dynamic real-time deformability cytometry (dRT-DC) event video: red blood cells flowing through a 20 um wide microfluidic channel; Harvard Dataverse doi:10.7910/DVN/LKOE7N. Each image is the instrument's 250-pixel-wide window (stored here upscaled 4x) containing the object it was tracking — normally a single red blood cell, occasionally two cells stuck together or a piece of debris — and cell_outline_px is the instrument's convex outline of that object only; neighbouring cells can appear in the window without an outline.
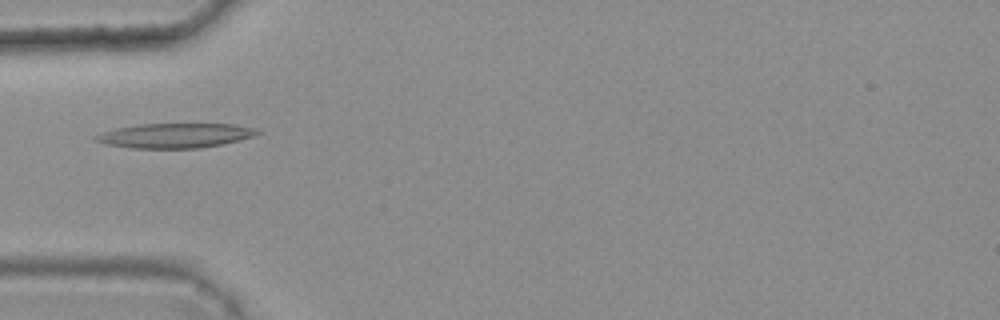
{"species": "common noctule bat (a hibernating species)", "species_latin": "Nyctalus noctula", "temperature_condition": "warm", "stored_images_in_passage": 8, "camera_frame_rate_fps": 3000, "um_per_image_px": 0.085, "animal": {"sex": "female", "body_mass_g": 25.1}, "frame": {"image": 1, "passage_image": 2, "time_ms": 0.333, "image_size_px": [1000, 320], "cell_outline_px": [[260, 132], [256, 136], [224, 144], [200, 148], [132, 148], [104, 144], [92, 140], [92, 136], [116, 128], [140, 124], [236, 124], [256, 128]], "centroid_in_image_um": [14.89, 11.52], "position_along_channel_um": 70.1, "area_um2": 23.41}}
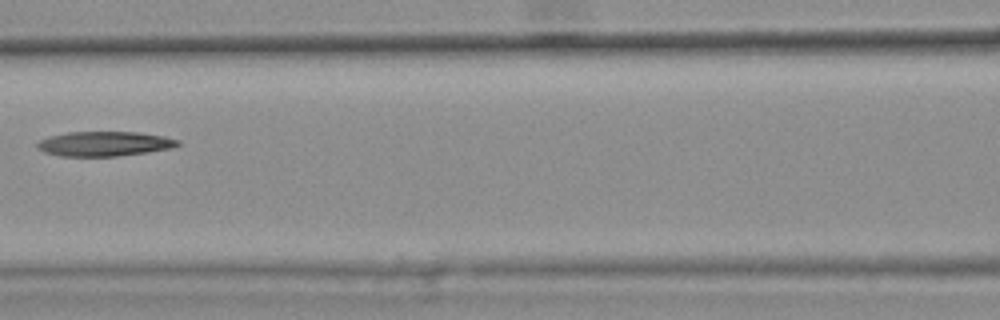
{"frame": {"image": 2, "passage_image": 4, "time_ms": 1.0, "image_size_px": [1000, 320], "cell_outline_px": [[180, 144], [172, 148], [116, 156], [60, 156], [44, 152], [36, 148], [36, 144], [40, 140], [48, 136], [68, 132], [140, 132], [164, 136], [180, 140]], "centroid_in_image_um": [8.85, 12.21], "position_along_channel_um": 157.8, "area_um2": 20.23}}
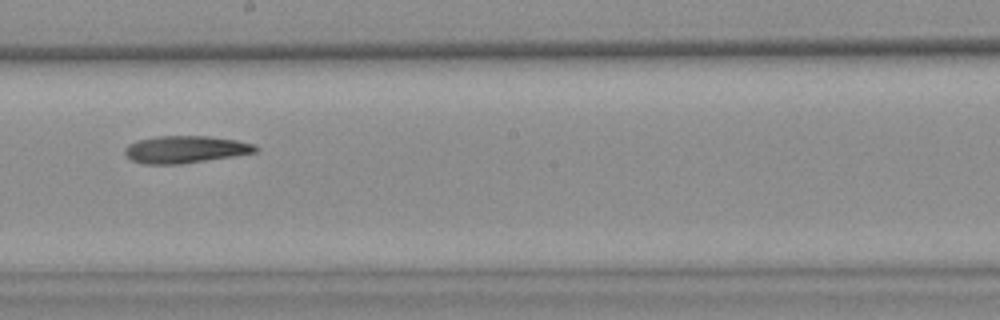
{"frame": {"image": 3, "passage_image": 6, "time_ms": 1.667, "image_size_px": [1000, 320], "cell_outline_px": [[260, 148], [256, 152], [232, 156], [180, 164], [144, 164], [132, 160], [124, 152], [124, 148], [128, 144], [136, 140], [156, 136], [208, 136], [236, 140], [256, 144]], "centroid_in_image_um": [15.75, 12.69], "position_along_channel_um": 232.5, "area_um2": 20.75}}